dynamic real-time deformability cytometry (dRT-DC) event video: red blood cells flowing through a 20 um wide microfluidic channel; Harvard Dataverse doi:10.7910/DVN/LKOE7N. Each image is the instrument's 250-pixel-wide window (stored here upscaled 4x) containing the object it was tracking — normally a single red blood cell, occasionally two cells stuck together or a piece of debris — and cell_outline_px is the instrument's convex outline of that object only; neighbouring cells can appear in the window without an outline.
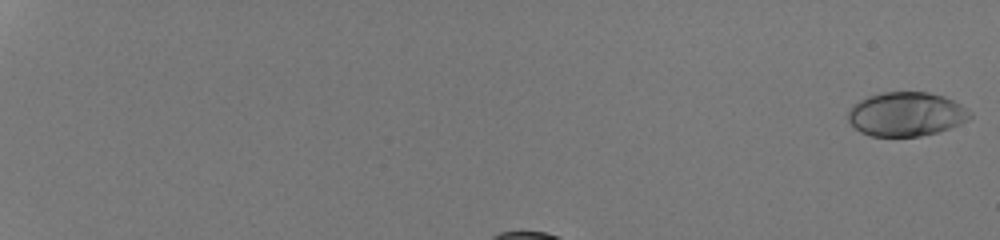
{"species": "human", "species_latin": "Homo sapiens", "temperature_condition": "room temperature", "stored_images_in_passage": 35, "camera_frame_rate_fps": 3000, "um_per_image_px": 0.085, "donor": {"sex": "male"}, "frame": {"image": 1, "passage_image": 1, "time_ms": 0.0, "image_size_px": [1000, 240], "cell_outline_px": [[972, 116], [968, 120], [960, 124], [936, 132], [920, 136], [872, 136], [860, 132], [848, 120], [848, 112], [852, 104], [868, 96], [884, 92], [928, 92], [944, 96], [968, 108], [972, 112]], "centroid_in_image_um": [77.04, 9.69], "position_along_channel_um": 8.0, "area_um2": 31.33}}
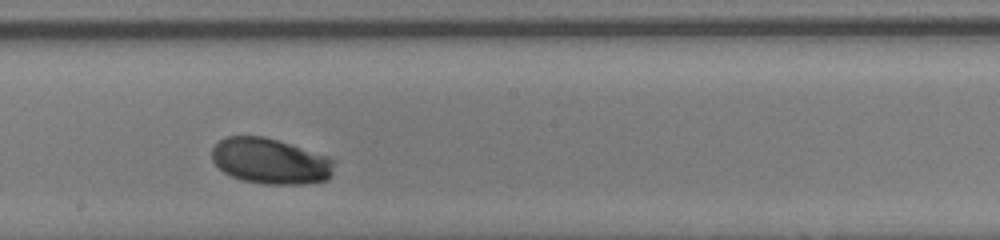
{"frame": {"image": 2, "passage_image": 22, "time_ms": 7.0, "image_size_px": [1000, 240], "cell_outline_px": [[332, 176], [328, 180], [304, 184], [264, 184], [244, 180], [232, 176], [224, 172], [212, 160], [212, 148], [220, 140], [228, 136], [264, 136], [324, 156], [332, 160]], "centroid_in_image_um": [22.93, 13.71], "position_along_channel_um": 225.3, "area_um2": 31.96}}
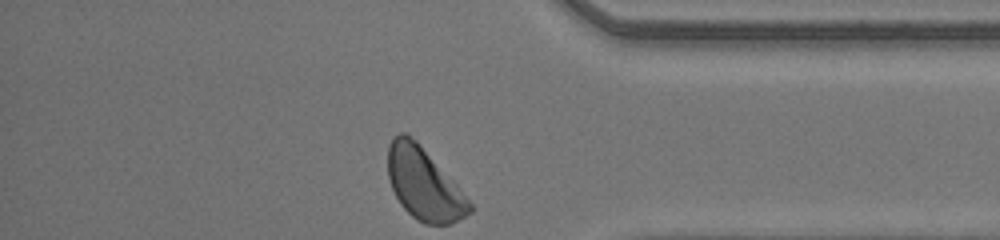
{"frame": {"image": 3, "passage_image": 35, "time_ms": 11.333, "image_size_px": [1000, 240], "cell_outline_px": [[472, 212], [452, 224], [424, 224], [412, 216], [400, 204], [392, 188], [388, 176], [388, 144], [400, 132], [408, 132], [416, 140], [456, 184], [472, 204]], "centroid_in_image_um": [36.03, 15.64], "position_along_channel_um": 399.2, "area_um2": 33.99}, "authors_computed_cell_mechanics": {"area_um2": 31.9634, "velocity_mm_per_s": 4.1641, "shape_relaxation_time_tau1_ms": 1.4297, "shape_relaxation_time_tau2_ms": null, "deformation_change_tau1": 0.0998, "deformation_change_tau2": null}}